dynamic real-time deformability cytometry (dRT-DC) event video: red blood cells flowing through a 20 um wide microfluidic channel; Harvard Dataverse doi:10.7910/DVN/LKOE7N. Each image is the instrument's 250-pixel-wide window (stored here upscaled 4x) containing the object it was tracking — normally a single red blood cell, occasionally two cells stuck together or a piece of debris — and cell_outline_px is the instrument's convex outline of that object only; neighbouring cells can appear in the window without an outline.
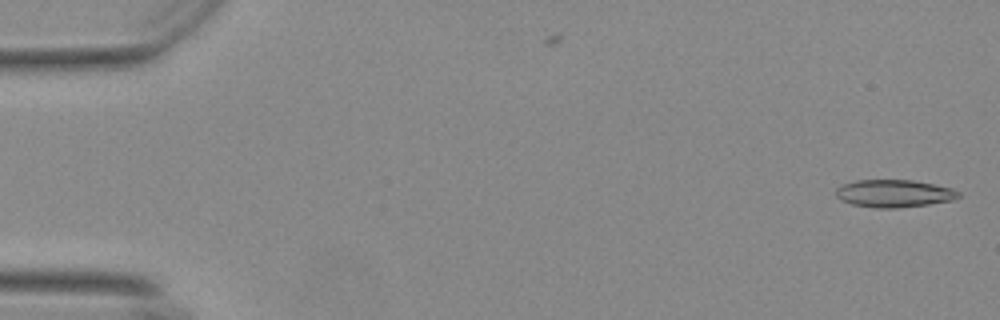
{"species": "Egyptian fruit bat (a non-hibernating species)", "species_latin": "Rousettus aegyptiacus", "temperature_condition": "warm", "stored_images_in_passage": 56, "camera_frame_rate_fps": 3000, "um_per_image_px": 0.085, "animal": {"sex": "female"}, "frame": {"image": 1, "passage_image": 2, "time_ms": 0.333, "image_size_px": [1000, 320], "cell_outline_px": [[960, 196], [952, 200], [928, 204], [896, 208], [876, 208], [852, 204], [840, 200], [836, 196], [836, 188], [844, 184], [856, 180], [912, 180], [952, 188], [960, 192]], "centroid_in_image_um": [75.98, 16.44], "position_along_channel_um": 9.0, "area_um2": 19.59}}
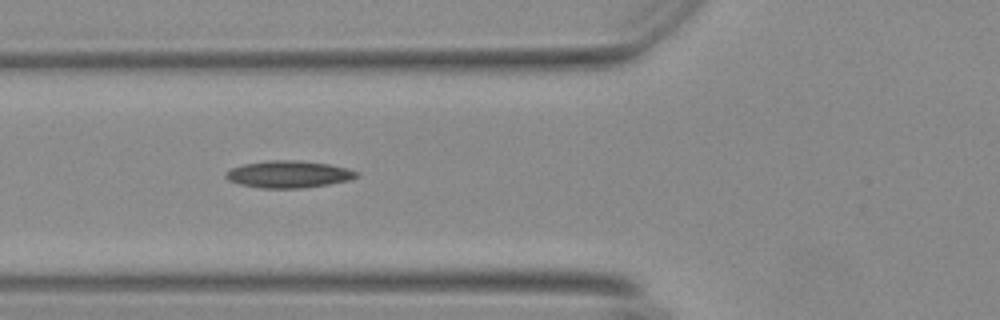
{"frame": {"image": 2, "passage_image": 21, "time_ms": 6.667, "image_size_px": [1000, 320], "cell_outline_px": [[360, 172], [356, 176], [348, 180], [328, 184], [300, 188], [260, 188], [240, 184], [228, 180], [224, 176], [224, 172], [232, 168], [244, 164], [268, 160], [300, 160], [328, 164], [348, 168]], "centroid_in_image_um": [24.5, 14.8], "position_along_channel_um": 101.3, "area_um2": 20.58}}
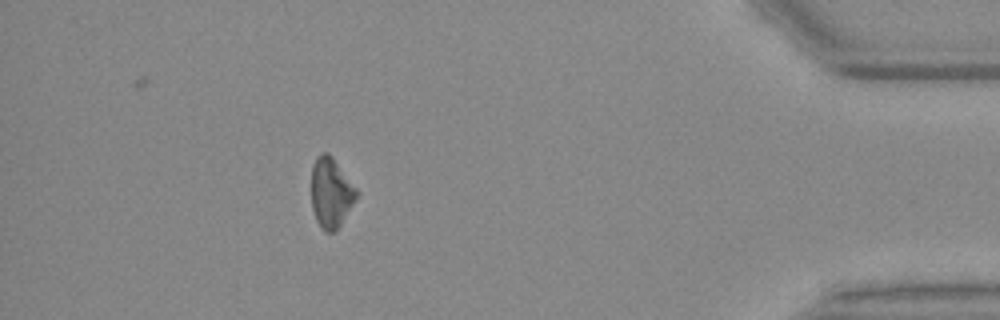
{"frame": {"image": 3, "passage_image": 50, "time_ms": 16.333, "image_size_px": [1000, 320], "cell_outline_px": [[356, 200], [340, 224], [332, 232], [324, 232], [316, 220], [312, 208], [312, 164], [316, 156], [320, 152], [328, 152], [332, 156], [356, 188]], "centroid_in_image_um": [28.11, 16.35], "position_along_channel_um": 407.1, "area_um2": 18.21}}